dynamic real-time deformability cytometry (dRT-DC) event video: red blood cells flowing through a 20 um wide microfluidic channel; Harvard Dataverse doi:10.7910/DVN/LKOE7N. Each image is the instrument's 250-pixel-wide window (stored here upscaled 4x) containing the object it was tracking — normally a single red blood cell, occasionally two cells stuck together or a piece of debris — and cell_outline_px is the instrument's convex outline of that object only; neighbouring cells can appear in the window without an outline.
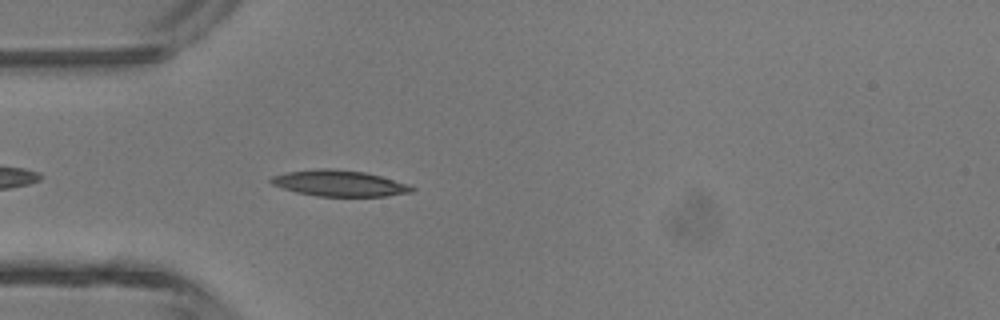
{"species": "common noctule bat (a hibernating species)", "species_latin": "Nyctalus noctula", "temperature_condition": "room temperature", "stored_images_in_passage": 4, "camera_frame_rate_fps": 3000, "um_per_image_px": 0.085, "animal": {"sex": "male", "body_mass_g": 13.3}, "frame": {"image": 1, "passage_image": 4, "time_ms": 3.333, "image_size_px": [1000, 320], "cell_outline_px": [[416, 188], [412, 192], [384, 196], [316, 196], [296, 192], [272, 184], [268, 180], [272, 176], [288, 172], [320, 168], [328, 168], [364, 172], [380, 176], [408, 184]], "centroid_in_image_um": [28.84, 15.58], "position_along_channel_um": 56.2, "area_um2": 21.15}}